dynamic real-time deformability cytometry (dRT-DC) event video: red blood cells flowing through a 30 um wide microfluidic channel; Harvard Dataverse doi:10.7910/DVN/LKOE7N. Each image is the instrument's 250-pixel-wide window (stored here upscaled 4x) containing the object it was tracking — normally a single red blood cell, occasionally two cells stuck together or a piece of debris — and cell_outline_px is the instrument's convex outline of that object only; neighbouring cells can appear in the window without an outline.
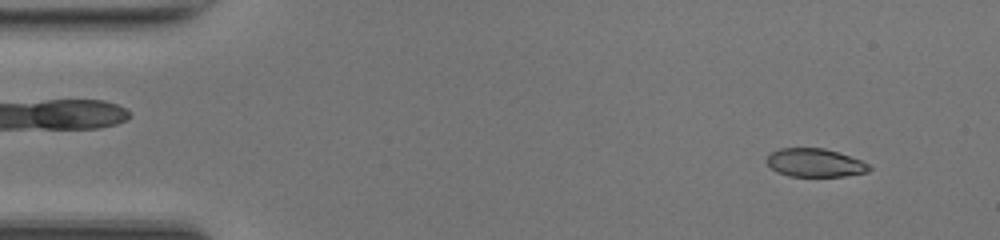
{"species": "common noctule bat (a hibernating species)", "species_latin": "Nyctalus noctula", "temperature_condition": "room temperature", "stored_images_in_passage": 48, "camera_frame_rate_fps": 3000, "um_per_image_px": 0.085, "animal": {"sex": "female", "body_mass_g": 17.0, "forearm_length_mm": 48.0}, "frame": {"image": 1, "passage_image": 4, "time_ms": 1.0, "image_size_px": [1000, 240], "cell_outline_px": [[872, 168], [868, 172], [844, 176], [788, 176], [776, 172], [764, 160], [772, 152], [780, 148], [824, 148], [860, 160], [868, 164]], "centroid_in_image_um": [69.24, 13.84], "position_along_channel_um": 15.8, "area_um2": 16.82}}
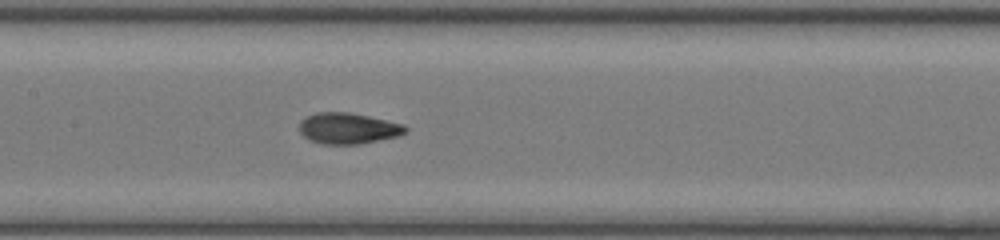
{"frame": {"image": 2, "passage_image": 23, "time_ms": 7.333, "image_size_px": [1000, 240], "cell_outline_px": [[408, 132], [396, 136], [360, 144], [320, 144], [308, 140], [300, 132], [300, 120], [316, 112], [348, 112], [368, 116], [404, 124], [408, 128]], "centroid_in_image_um": [29.58, 10.91], "position_along_channel_um": 177.8, "area_um2": 19.19}}
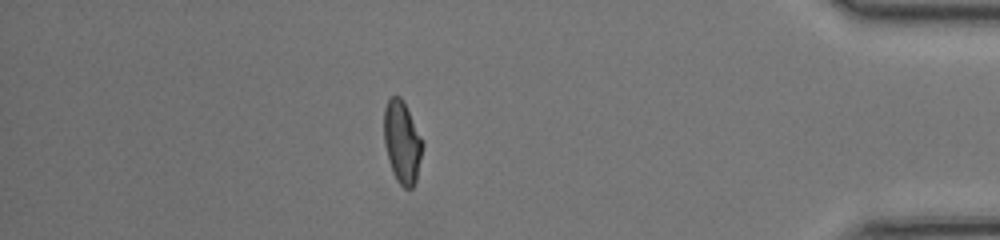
{"frame": {"image": 3, "passage_image": 42, "time_ms": 13.667, "image_size_px": [1000, 240], "cell_outline_px": [[424, 144], [416, 180], [412, 188], [404, 188], [396, 180], [392, 172], [388, 160], [384, 144], [384, 108], [388, 100], [392, 96], [400, 96]], "centroid_in_image_um": [34.16, 12.12], "position_along_channel_um": 401.0, "area_um2": 18.26}, "authors_computed_cell_mechanics": {"area_um2": 18.5249, "velocity_mm_per_s": 4.2379, "shape_relaxation_time_tau1_ms": 10.4059, "shape_relaxation_time_tau2_ms": 1.1614, "deformation_change_tau1": 0.3132, "deformation_change_tau2": 0.0568}}